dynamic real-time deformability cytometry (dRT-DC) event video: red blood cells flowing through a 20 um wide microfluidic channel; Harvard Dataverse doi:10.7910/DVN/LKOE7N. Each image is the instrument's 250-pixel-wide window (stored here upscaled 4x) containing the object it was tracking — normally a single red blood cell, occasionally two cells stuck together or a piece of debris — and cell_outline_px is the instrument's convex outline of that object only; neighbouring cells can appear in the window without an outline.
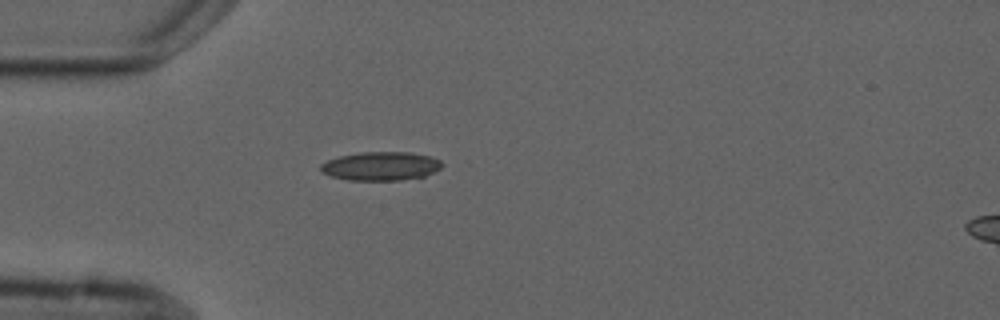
{"species": "common noctule bat (a hibernating species)", "species_latin": "Nyctalus noctula", "temperature_condition": "cold", "stored_images_in_passage": 2, "segment_of_instrument_passage": [1, 2], "camera_frame_rate_fps": 3000, "um_per_image_px": 0.085, "animal": {"sex": "male", "forearm_length_mm": 52.5}, "frame": {"image": 1, "passage_image": 1, "time_ms": 0.0, "image_size_px": [1000, 320], "cell_outline_px": [[444, 164], [440, 168], [424, 176], [400, 180], [348, 180], [332, 176], [320, 172], [320, 164], [328, 160], [340, 156], [360, 152], [412, 152], [432, 156], [440, 160]], "centroid_in_image_um": [32.37, 14.11], "position_along_channel_um": 52.6, "area_um2": 20.35}}